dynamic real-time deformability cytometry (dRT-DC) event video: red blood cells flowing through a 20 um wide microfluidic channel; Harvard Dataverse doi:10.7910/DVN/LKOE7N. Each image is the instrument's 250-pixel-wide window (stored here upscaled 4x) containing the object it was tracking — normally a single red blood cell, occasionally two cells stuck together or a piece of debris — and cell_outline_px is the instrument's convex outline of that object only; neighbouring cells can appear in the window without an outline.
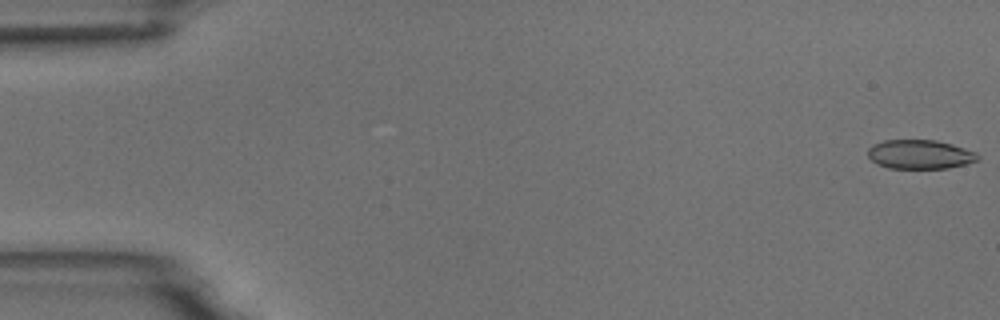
{"species": "common noctule bat (a hibernating species)", "species_latin": "Nyctalus noctula", "temperature_condition": "room temperature", "stored_images_in_passage": 5, "camera_frame_rate_fps": 3000, "um_per_image_px": 0.085, "animal": {"sex": "male", "body_mass_g": 18.8}, "frame": {"image": 1, "passage_image": 1, "time_ms": 0.0, "image_size_px": [1000, 320], "cell_outline_px": [[980, 156], [976, 160], [968, 164], [948, 168], [888, 168], [876, 164], [868, 156], [868, 148], [872, 144], [884, 140], [936, 140], [952, 144], [976, 152]], "centroid_in_image_um": [78.18, 13.12], "position_along_channel_um": 6.8, "area_um2": 18.73}}
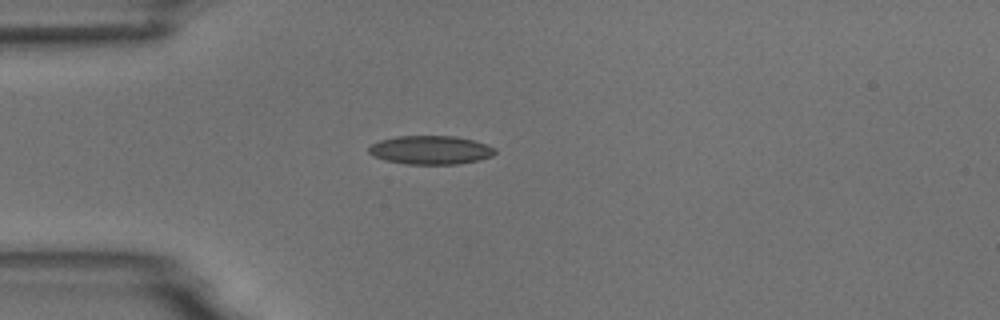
{"frame": {"image": 2, "passage_image": 5, "time_ms": 4.667, "image_size_px": [1000, 320], "cell_outline_px": [[496, 152], [492, 156], [480, 160], [456, 164], [404, 164], [388, 160], [376, 156], [368, 152], [368, 148], [372, 144], [380, 140], [396, 136], [452, 136], [472, 140], [488, 144], [496, 148]], "centroid_in_image_um": [36.64, 12.75], "position_along_channel_um": 48.4, "area_um2": 20.98}}